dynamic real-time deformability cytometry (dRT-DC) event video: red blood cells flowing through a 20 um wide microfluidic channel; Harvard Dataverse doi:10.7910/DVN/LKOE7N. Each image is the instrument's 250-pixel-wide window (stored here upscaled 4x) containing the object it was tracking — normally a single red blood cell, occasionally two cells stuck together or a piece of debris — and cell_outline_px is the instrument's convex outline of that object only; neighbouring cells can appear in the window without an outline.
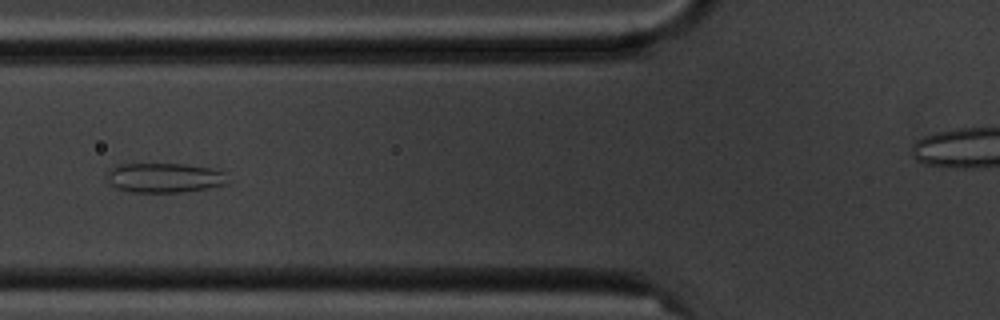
{"species": "common noctule bat (a hibernating species)", "species_latin": "Nyctalus noctula", "temperature_condition": "cold", "stored_images_in_passage": 10, "segment_of_instrument_passage": [1, 2], "camera_frame_rate_fps": 3000, "um_per_image_px": 0.085, "animal": {"sex": "male", "body_mass_g": 20.1, "forearm_length_mm": 53.5}, "frame": {"image": 1, "passage_image": 4, "time_ms": 3.667, "image_size_px": [1000, 320], "cell_outline_px": [[224, 184], [208, 188], [184, 192], [132, 192], [116, 188], [108, 180], [108, 168], [116, 164], [184, 164], [212, 168], [224, 172]], "centroid_in_image_um": [13.92, 15.1], "position_along_channel_um": 111.9, "area_um2": 20.69}}
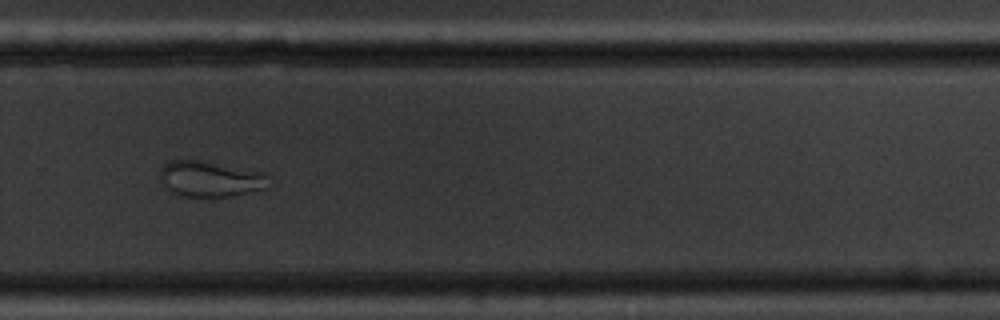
{"frame": {"image": 2, "passage_image": 9, "time_ms": 9.333, "image_size_px": [1000, 320], "cell_outline_px": [[272, 184], [268, 188], [236, 196], [180, 196], [172, 192], [168, 188], [160, 176], [160, 168], [168, 160], [200, 160], [264, 172], [268, 176]], "centroid_in_image_um": [17.94, 15.21], "position_along_channel_um": 311.9, "area_um2": 22.83}}